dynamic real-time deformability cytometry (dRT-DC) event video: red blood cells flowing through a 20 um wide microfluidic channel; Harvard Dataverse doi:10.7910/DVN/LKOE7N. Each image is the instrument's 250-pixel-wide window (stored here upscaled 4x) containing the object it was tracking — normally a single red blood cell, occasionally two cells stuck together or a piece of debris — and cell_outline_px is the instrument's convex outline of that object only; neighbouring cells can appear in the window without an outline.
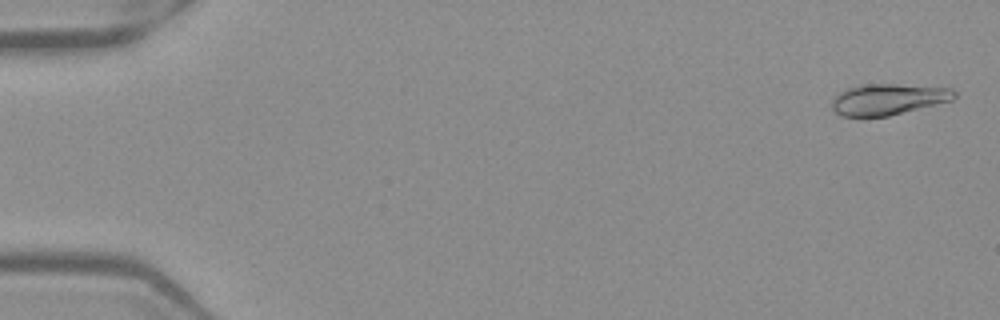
{"species": "Egyptian fruit bat (a non-hibernating species)", "species_latin": "Rousettus aegyptiacus", "temperature_condition": "warm", "stored_images_in_passage": 52, "camera_frame_rate_fps": 3000, "um_per_image_px": 0.085, "frame": {"image": 1, "passage_image": 2, "time_ms": 0.333, "image_size_px": [1000, 320], "cell_outline_px": [[956, 96], [952, 100], [888, 116], [860, 120], [840, 116], [832, 108], [832, 100], [844, 88], [860, 84], [896, 84], [952, 88], [956, 92]], "centroid_in_image_um": [75.4, 8.47], "position_along_channel_um": 9.6, "area_um2": 22.83}}
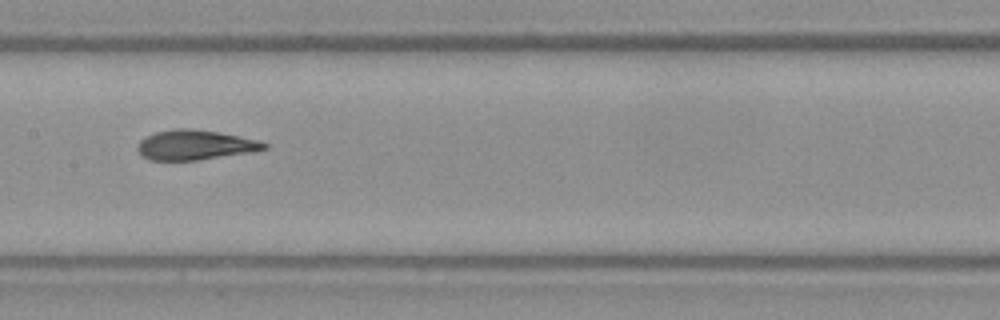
{"frame": {"image": 2, "passage_image": 27, "time_ms": 8.667, "image_size_px": [1000, 320], "cell_outline_px": [[268, 148], [256, 152], [196, 160], [148, 160], [140, 156], [136, 148], [136, 144], [144, 136], [156, 132], [176, 128], [192, 128], [220, 132], [260, 140], [268, 144]], "centroid_in_image_um": [16.58, 12.32], "position_along_channel_um": 190.8, "area_um2": 22.54}}
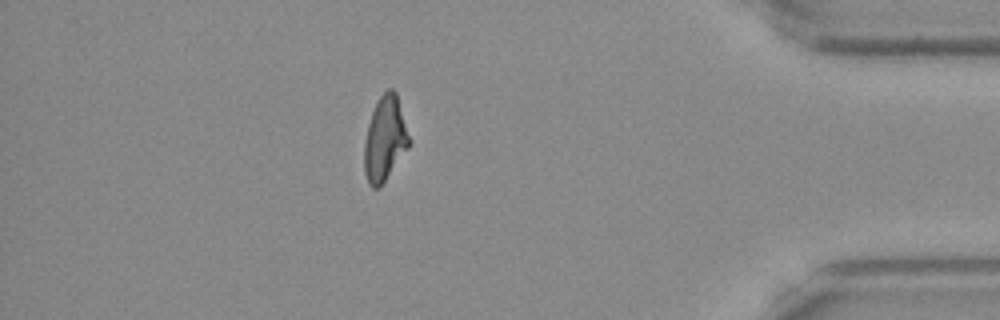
{"frame": {"image": 3, "passage_image": 46, "time_ms": 15.0, "image_size_px": [1000, 320], "cell_outline_px": [[408, 148], [380, 188], [372, 188], [368, 184], [364, 172], [364, 144], [368, 124], [376, 100], [388, 88], [392, 88], [396, 92], [408, 136]], "centroid_in_image_um": [32.68, 11.83], "position_along_channel_um": 402.5, "area_um2": 21.85}, "authors_computed_cell_mechanics": {"area_um2": 22.4553, "velocity_mm_per_s": 3.9459, "shape_relaxation_time_tau1_ms": 6.1724, "shape_relaxation_time_tau2_ms": 1.4648, "deformation_change_tau1": 0.2117, "deformation_change_tau2": 0.062}}